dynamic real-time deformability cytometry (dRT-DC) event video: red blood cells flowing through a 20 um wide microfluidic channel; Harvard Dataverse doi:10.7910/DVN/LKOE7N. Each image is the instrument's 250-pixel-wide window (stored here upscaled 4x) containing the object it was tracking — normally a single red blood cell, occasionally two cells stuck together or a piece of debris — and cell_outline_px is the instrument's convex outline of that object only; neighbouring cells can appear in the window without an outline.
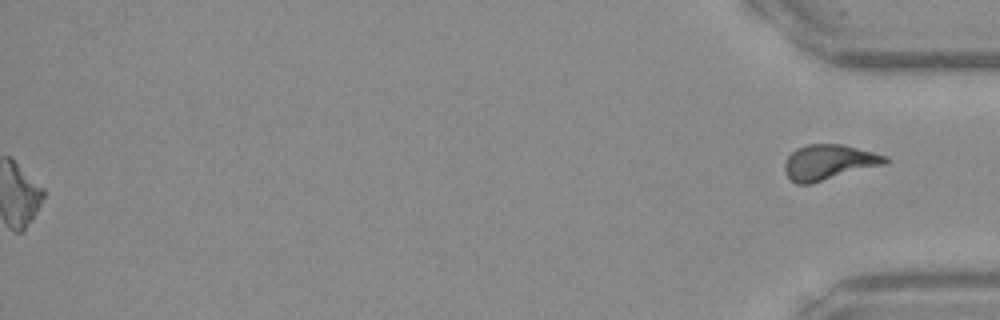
{"species": "Egyptian fruit bat (a non-hibernating species)", "species_latin": "Rousettus aegyptiacus", "temperature_condition": "warm", "stored_images_in_passage": 39, "segment_of_instrument_passage": [2, 2], "camera_frame_rate_fps": 3000, "um_per_image_px": 0.085, "frame": {"image": 1, "passage_image": 39, "time_ms": 12.667, "image_size_px": [1000, 320], "cell_outline_px": [[888, 160], [884, 164], [812, 184], [796, 184], [784, 172], [784, 164], [788, 156], [796, 148], [804, 144], [840, 144], [888, 156]], "centroid_in_image_um": [70.41, 13.79], "position_along_channel_um": 364.8, "area_um2": 20.58}}